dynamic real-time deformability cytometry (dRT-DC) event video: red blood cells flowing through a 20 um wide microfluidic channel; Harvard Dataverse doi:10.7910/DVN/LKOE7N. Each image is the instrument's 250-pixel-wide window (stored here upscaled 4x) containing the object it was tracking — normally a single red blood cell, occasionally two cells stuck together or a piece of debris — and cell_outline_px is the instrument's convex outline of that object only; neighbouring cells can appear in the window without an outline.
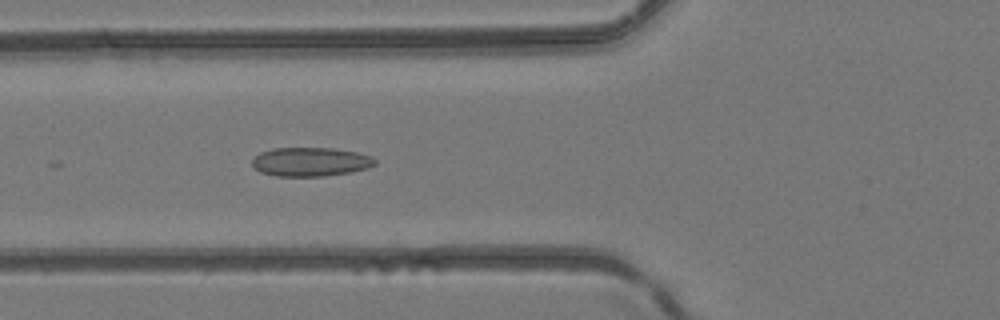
{"species": "common noctule bat (a hibernating species)", "species_latin": "Nyctalus noctula", "temperature_condition": "room temperature", "stored_images_in_passage": 12, "camera_frame_rate_fps": 3000, "um_per_image_px": 0.085, "animal": {"sex": "female", "body_mass_g": 24.6, "forearm_length_mm": 56.2}, "frame": {"image": 1, "passage_image": 7, "time_ms": 2.0, "image_size_px": [1000, 320], "cell_outline_px": [[376, 164], [368, 168], [348, 172], [324, 176], [276, 176], [260, 172], [252, 164], [252, 160], [260, 152], [272, 148], [332, 148], [356, 152], [372, 156], [376, 160]], "centroid_in_image_um": [26.39, 13.75], "position_along_channel_um": 99.4, "area_um2": 20.63}}
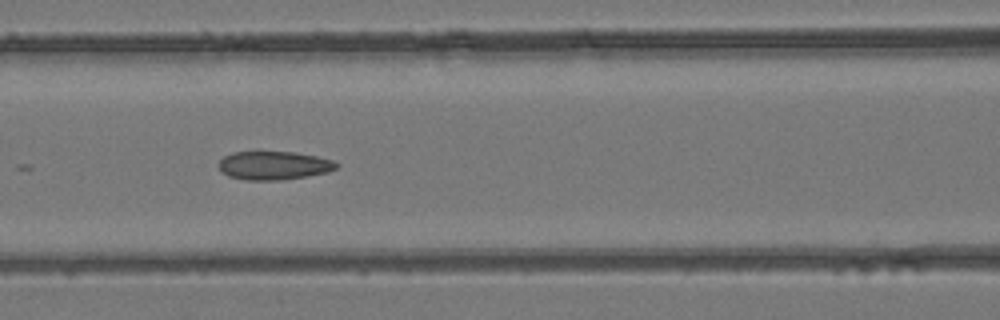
{"frame": {"image": 2, "passage_image": 10, "time_ms": 3.0, "image_size_px": [1000, 320], "cell_outline_px": [[340, 164], [336, 168], [328, 172], [308, 176], [280, 180], [248, 180], [228, 176], [216, 164], [224, 156], [232, 152], [256, 148], [296, 152], [316, 156], [332, 160]], "centroid_in_image_um": [23.23, 14.0], "position_along_channel_um": 143.4, "area_um2": 20.46}}